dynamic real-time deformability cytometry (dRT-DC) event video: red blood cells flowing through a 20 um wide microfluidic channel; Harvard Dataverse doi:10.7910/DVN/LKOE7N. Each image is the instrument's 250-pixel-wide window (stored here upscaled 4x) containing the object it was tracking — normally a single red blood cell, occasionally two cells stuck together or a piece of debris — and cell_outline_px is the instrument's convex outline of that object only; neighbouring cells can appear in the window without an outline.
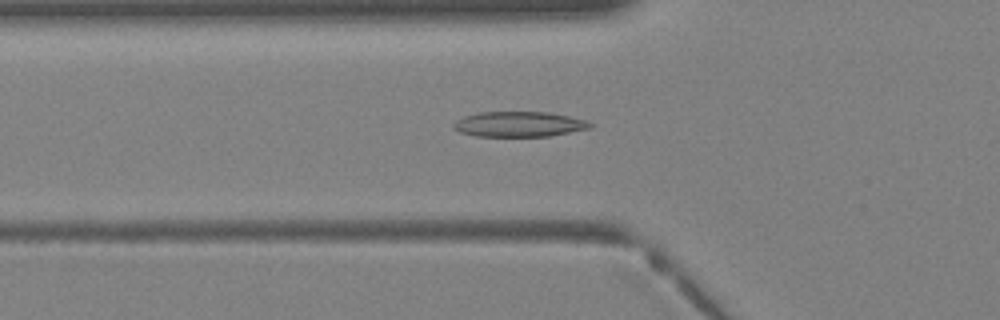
{"species": "Egyptian fruit bat (a non-hibernating species)", "species_latin": "Rousettus aegyptiacus", "temperature_condition": "warm", "stored_images_in_passage": 29, "camera_frame_rate_fps": 3000, "um_per_image_px": 0.085, "animal": {"sex": "female"}, "frame": {"image": 1, "passage_image": 4, "time_ms": 1.0, "image_size_px": [1000, 320], "cell_outline_px": [[596, 124], [592, 128], [548, 136], [476, 136], [460, 132], [452, 128], [452, 124], [456, 120], [464, 116], [480, 112], [548, 112], [588, 120]], "centroid_in_image_um": [44.15, 10.55], "position_along_channel_um": 81.7, "area_um2": 20.23}}
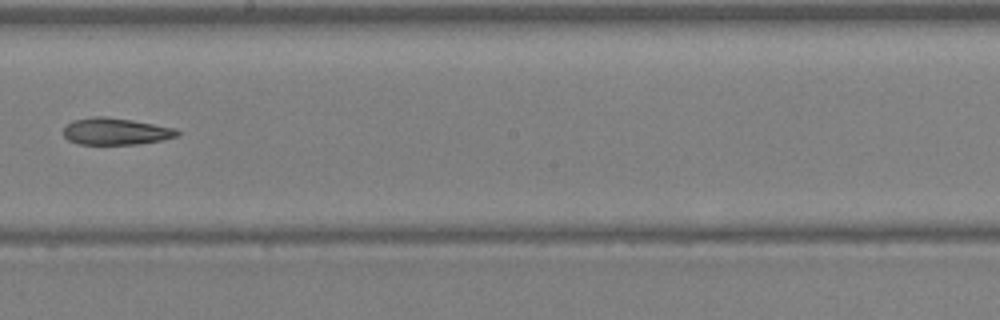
{"frame": {"image": 2, "passage_image": 13, "time_ms": 4.0, "image_size_px": [1000, 320], "cell_outline_px": [[180, 132], [176, 136], [160, 140], [136, 144], [80, 144], [68, 140], [64, 136], [64, 128], [72, 120], [92, 116], [104, 116], [132, 120], [176, 128]], "centroid_in_image_um": [9.81, 11.16], "position_along_channel_um": 238.4, "area_um2": 17.69}}
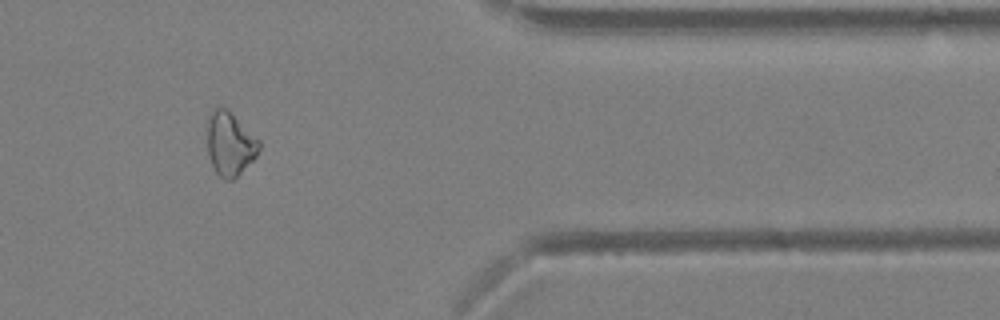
{"frame": {"image": 3, "passage_image": 23, "time_ms": 7.333, "image_size_px": [1000, 320], "cell_outline_px": [[260, 148], [256, 156], [232, 180], [224, 180], [216, 172], [208, 156], [208, 116], [212, 108], [220, 104], [228, 108], [260, 140]], "centroid_in_image_um": [19.53, 12.15], "position_along_channel_um": 391.9, "area_um2": 19.42}}